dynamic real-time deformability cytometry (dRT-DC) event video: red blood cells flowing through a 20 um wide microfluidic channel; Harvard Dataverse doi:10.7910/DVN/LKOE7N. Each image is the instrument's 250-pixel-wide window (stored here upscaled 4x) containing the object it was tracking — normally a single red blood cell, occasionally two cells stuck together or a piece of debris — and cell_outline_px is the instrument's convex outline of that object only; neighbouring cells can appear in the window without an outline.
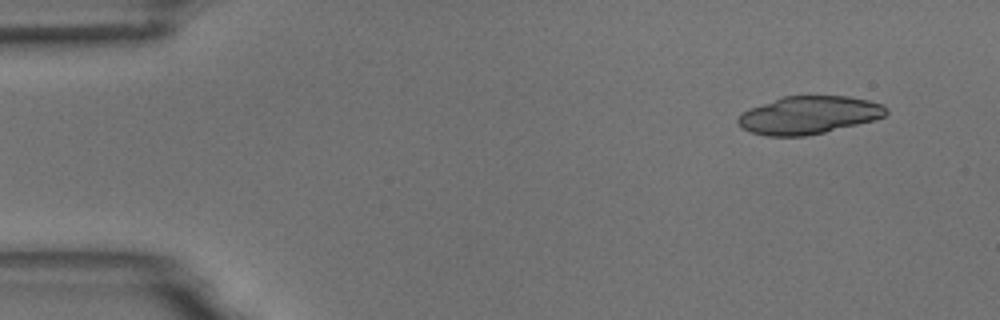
{"species": "common noctule bat (a hibernating species)", "species_latin": "Nyctalus noctula", "temperature_condition": "room temperature", "stored_images_in_passage": 5, "camera_frame_rate_fps": 3000, "um_per_image_px": 0.085, "animal": {"sex": "male", "body_mass_g": 18.8}, "frame": {"image": 1, "passage_image": 2, "time_ms": 1.333, "image_size_px": [1000, 320], "cell_outline_px": [[888, 112], [884, 116], [872, 120], [808, 136], [768, 136], [752, 132], [740, 128], [736, 124], [736, 120], [744, 112], [752, 108], [784, 96], [848, 96], [868, 100], [884, 104], [888, 108]], "centroid_in_image_um": [68.75, 9.78], "position_along_channel_um": 16.2, "area_um2": 32.37}}